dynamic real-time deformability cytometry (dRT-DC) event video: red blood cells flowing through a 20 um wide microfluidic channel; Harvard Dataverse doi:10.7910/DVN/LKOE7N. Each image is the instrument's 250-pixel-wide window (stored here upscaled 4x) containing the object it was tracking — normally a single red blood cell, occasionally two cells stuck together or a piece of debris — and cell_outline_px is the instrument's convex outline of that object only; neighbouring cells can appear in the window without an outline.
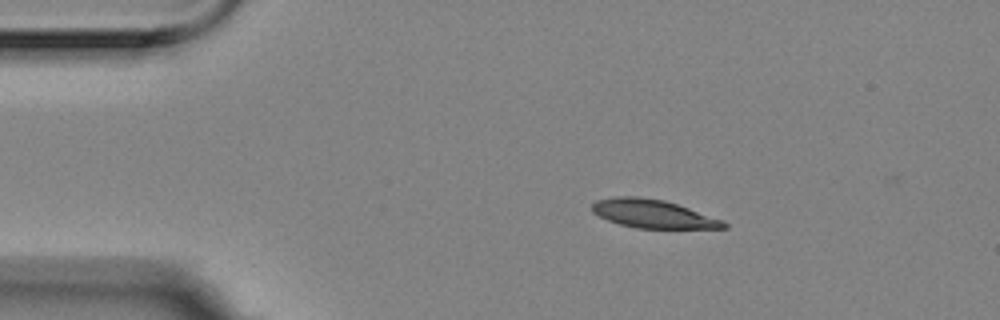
{"species": "Egyptian fruit bat (a non-hibernating species)", "species_latin": "Rousettus aegyptiacus", "temperature_condition": "room temperature", "stored_images_in_passage": 4, "camera_frame_rate_fps": 3000, "um_per_image_px": 0.085, "animal": {"sex": "female"}, "frame": {"image": 1, "passage_image": 1, "time_ms": 0.0, "image_size_px": [1000, 320], "cell_outline_px": [[728, 228], [636, 228], [620, 224], [608, 220], [592, 212], [592, 204], [596, 200], [620, 196], [636, 196], [664, 200], [724, 220], [728, 224]], "centroid_in_image_um": [55.51, 18.17], "position_along_channel_um": 29.5, "area_um2": 21.56}}
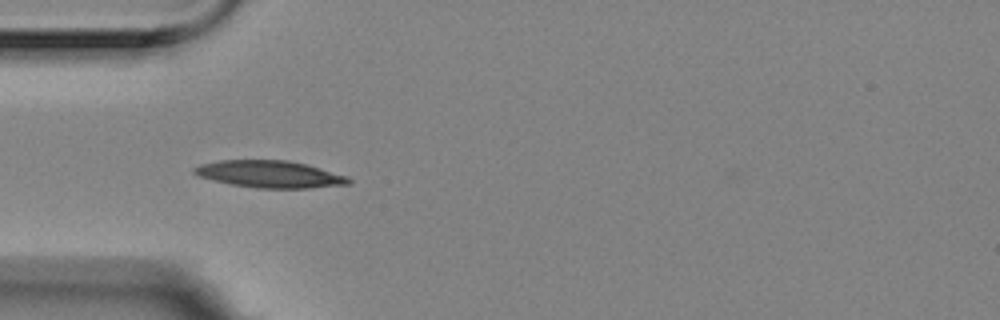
{"frame": {"image": 2, "passage_image": 3, "time_ms": 0.667, "image_size_px": [1000, 320], "cell_outline_px": [[352, 184], [308, 188], [256, 188], [232, 184], [200, 176], [192, 172], [192, 168], [200, 164], [220, 160], [288, 160], [308, 164], [348, 176], [352, 180]], "centroid_in_image_um": [22.99, 14.8], "position_along_channel_um": 62.0, "area_um2": 24.39}}
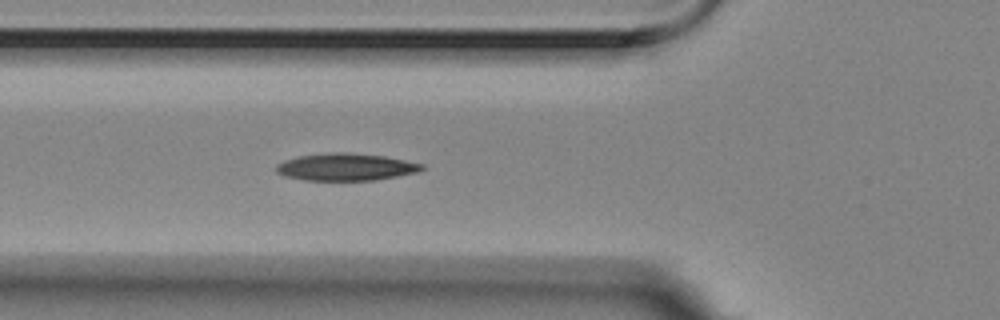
{"frame": {"image": 3, "passage_image": 4, "time_ms": 1.0, "image_size_px": [1000, 320], "cell_outline_px": [[424, 168], [416, 172], [376, 180], [304, 180], [284, 176], [276, 172], [276, 164], [284, 160], [300, 156], [328, 152], [348, 152], [384, 156], [424, 164]], "centroid_in_image_um": [29.36, 14.19], "position_along_channel_um": 96.4, "area_um2": 23.06}}